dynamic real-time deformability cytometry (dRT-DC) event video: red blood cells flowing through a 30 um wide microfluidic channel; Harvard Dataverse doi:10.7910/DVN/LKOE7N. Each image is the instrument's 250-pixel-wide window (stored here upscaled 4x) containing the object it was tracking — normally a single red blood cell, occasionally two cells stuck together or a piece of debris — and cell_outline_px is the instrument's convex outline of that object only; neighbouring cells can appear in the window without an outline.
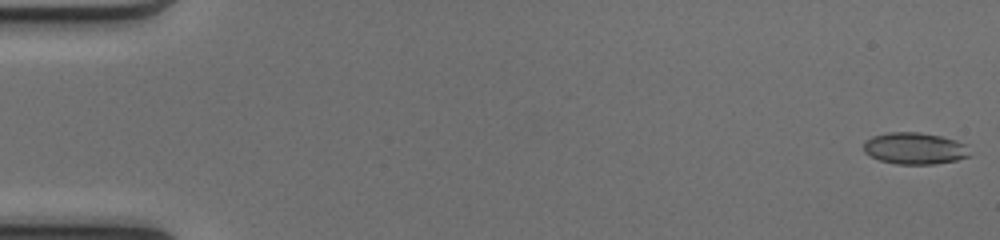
{"species": "common noctule bat (a hibernating species)", "species_latin": "Nyctalus noctula", "temperature_condition": "cold", "stored_images_in_passage": 51, "camera_frame_rate_fps": 3000, "um_per_image_px": 0.085, "animal": {"sex": "female", "body_mass_g": 17.0, "forearm_length_mm": 48.0}, "frame": {"image": 1, "passage_image": 1, "time_ms": 0.0, "image_size_px": [1000, 240], "cell_outline_px": [[972, 156], [956, 160], [932, 164], [896, 164], [880, 160], [864, 152], [864, 140], [872, 136], [888, 132], [920, 132], [940, 136], [956, 140], [968, 144]], "centroid_in_image_um": [77.79, 12.6], "position_along_channel_um": 7.2, "area_um2": 19.83}}
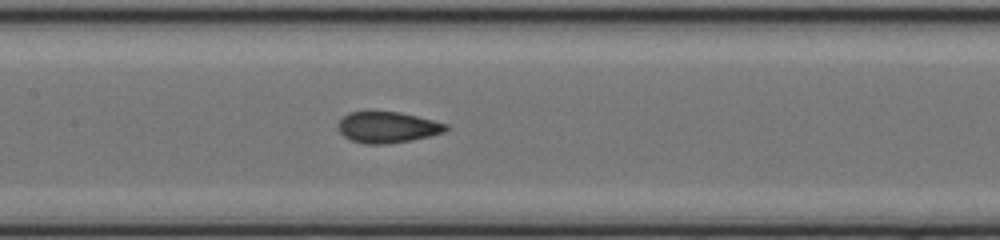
{"frame": {"image": 2, "passage_image": 25, "time_ms": 8.0, "image_size_px": [1000, 240], "cell_outline_px": [[448, 128], [444, 132], [412, 140], [384, 144], [364, 144], [352, 140], [344, 136], [336, 128], [336, 124], [348, 112], [368, 108], [372, 108], [400, 112], [448, 124]], "centroid_in_image_um": [32.85, 10.76], "position_along_channel_um": 174.5, "area_um2": 20.23}}
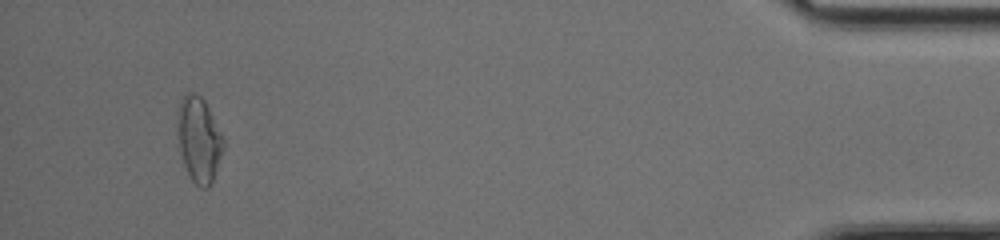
{"frame": {"image": 3, "passage_image": 48, "time_ms": 15.667, "image_size_px": [1000, 240], "cell_outline_px": [[224, 148], [212, 180], [208, 188], [200, 188], [192, 180], [184, 164], [176, 144], [176, 112], [180, 100], [188, 92], [192, 92], [200, 96], [204, 100], [224, 140]], "centroid_in_image_um": [16.85, 11.84], "position_along_channel_um": 418.4, "area_um2": 23.0}, "authors_computed_cell_mechanics": {"area_um2": 19.941, "velocity_mm_per_s": 4.1271, "shape_relaxation_time_tau1_ms": 6.2897, "shape_relaxation_time_tau2_ms": 1.0218, "deformation_change_tau1": 0.1617, "deformation_change_tau2": 0.0616}}